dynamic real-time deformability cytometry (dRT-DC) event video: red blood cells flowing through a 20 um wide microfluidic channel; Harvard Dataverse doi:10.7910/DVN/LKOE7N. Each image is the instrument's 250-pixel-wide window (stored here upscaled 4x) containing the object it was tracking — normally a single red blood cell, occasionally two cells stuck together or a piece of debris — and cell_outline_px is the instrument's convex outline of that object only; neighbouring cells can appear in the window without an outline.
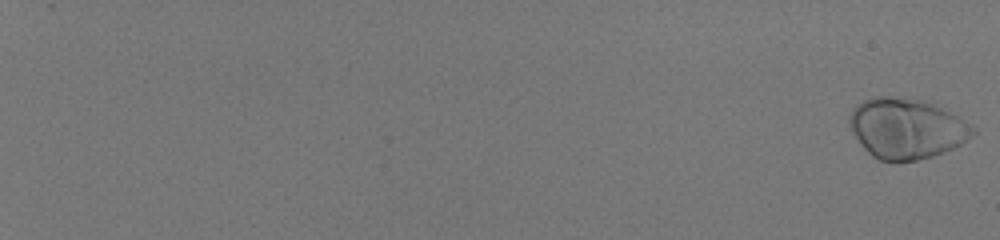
{"species": "human", "species_latin": "Homo sapiens", "temperature_condition": "room temperature", "stored_images_in_passage": 35, "camera_frame_rate_fps": 3000, "um_per_image_px": 0.085, "donor": {"sex": "male"}, "frame": {"image": 1, "passage_image": 1, "time_ms": 0.0, "image_size_px": [1000, 240], "cell_outline_px": [[976, 132], [968, 140], [944, 152], [932, 156], [916, 160], [896, 164], [880, 160], [872, 156], [856, 140], [852, 132], [848, 120], [852, 108], [864, 100], [872, 96], [888, 96], [928, 100], [972, 124], [976, 128]], "centroid_in_image_um": [77.05, 10.92], "position_along_channel_um": 8.0, "area_um2": 44.1}}
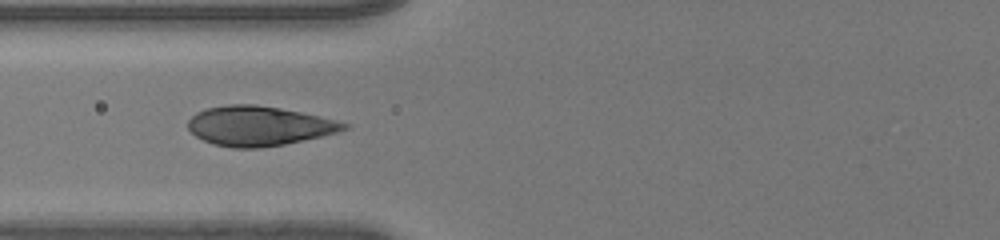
{"frame": {"image": 2, "passage_image": 31, "time_ms": 10.0, "image_size_px": [1000, 240], "cell_outline_px": [[348, 128], [336, 132], [320, 136], [284, 144], [260, 148], [232, 148], [212, 144], [196, 136], [188, 128], [188, 120], [196, 112], [208, 108], [228, 104], [256, 104], [280, 108], [320, 116], [336, 120], [348, 124]], "centroid_in_image_um": [21.97, 10.7], "position_along_channel_um": 103.8, "area_um2": 35.78}}
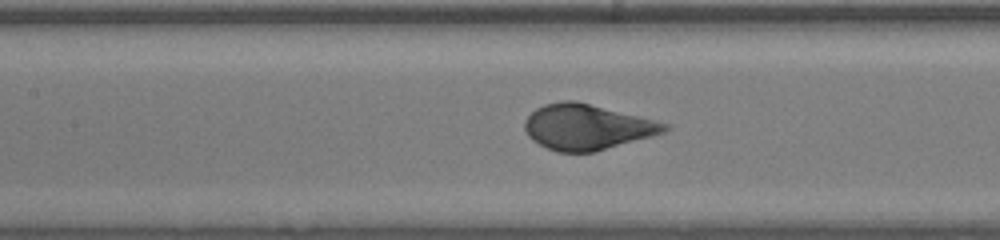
{"frame": {"image": 3, "passage_image": 35, "time_ms": 11.333, "image_size_px": [1000, 240], "cell_outline_px": [[672, 128], [664, 132], [652, 136], [592, 152], [556, 152], [532, 140], [528, 136], [524, 128], [524, 120], [536, 108], [544, 104], [560, 100], [576, 100], [672, 124]], "centroid_in_image_um": [49.9, 10.78], "position_along_channel_um": 157.5, "area_um2": 37.17}}